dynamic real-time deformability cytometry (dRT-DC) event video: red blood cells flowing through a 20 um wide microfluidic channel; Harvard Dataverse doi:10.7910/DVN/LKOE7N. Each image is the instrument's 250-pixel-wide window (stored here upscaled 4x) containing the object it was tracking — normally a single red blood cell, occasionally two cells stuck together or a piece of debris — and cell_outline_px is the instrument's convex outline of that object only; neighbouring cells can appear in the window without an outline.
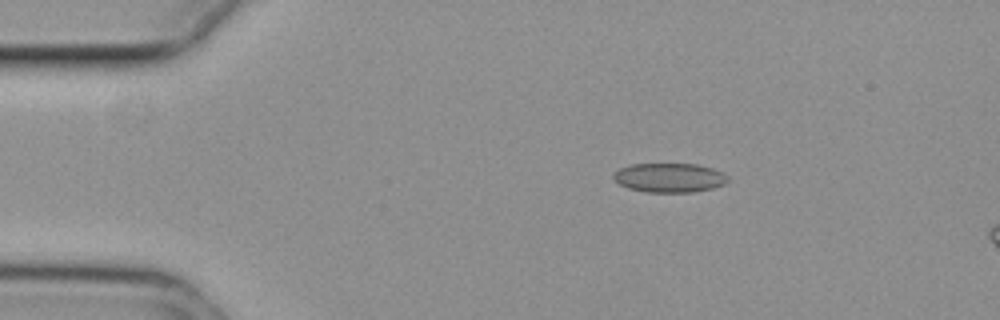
{"species": "common noctule bat (a hibernating species)", "species_latin": "Nyctalus noctula", "temperature_condition": "cold", "stored_images_in_passage": 7, "camera_frame_rate_fps": 3000, "um_per_image_px": 0.085, "animal": {"sex": "female", "body_mass_g": 29.2, "forearm_length_mm": 56.3}, "frame": {"image": 1, "passage_image": 1, "time_ms": 0.0, "image_size_px": [1000, 320], "cell_outline_px": [[728, 180], [724, 184], [712, 188], [692, 192], [648, 192], [628, 188], [620, 184], [612, 176], [612, 172], [620, 168], [632, 164], [696, 164], [712, 168], [724, 172], [728, 176]], "centroid_in_image_um": [56.9, 15.1], "position_along_channel_um": 28.1, "area_um2": 19.48}}